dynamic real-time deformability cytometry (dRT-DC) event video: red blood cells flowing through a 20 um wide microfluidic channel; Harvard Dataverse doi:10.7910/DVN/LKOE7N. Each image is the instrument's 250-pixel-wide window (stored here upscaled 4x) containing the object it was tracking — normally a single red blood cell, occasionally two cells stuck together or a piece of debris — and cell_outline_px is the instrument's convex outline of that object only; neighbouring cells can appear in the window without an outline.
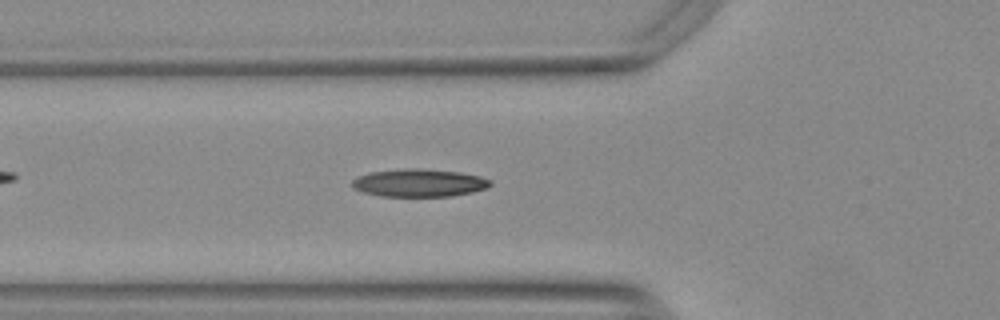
{"species": "Egyptian fruit bat (a non-hibernating species)", "species_latin": "Rousettus aegyptiacus", "temperature_condition": "warm", "stored_images_in_passage": 38, "camera_frame_rate_fps": 3000, "um_per_image_px": 0.085, "animal": {"sex": "female"}, "frame": {"image": 1, "passage_image": 9, "time_ms": 2.667, "image_size_px": [1000, 320], "cell_outline_px": [[492, 184], [488, 188], [472, 192], [452, 196], [380, 196], [364, 192], [352, 188], [352, 180], [368, 172], [404, 168], [420, 168], [460, 172], [480, 176], [492, 180]], "centroid_in_image_um": [35.65, 15.54], "position_along_channel_um": 90.2, "area_um2": 22.54}}
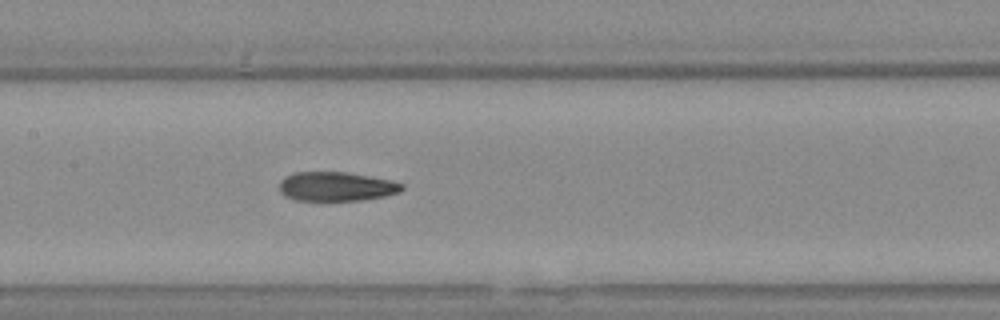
{"frame": {"image": 2, "passage_image": 16, "time_ms": 5.0, "image_size_px": [1000, 320], "cell_outline_px": [[404, 188], [400, 192], [384, 196], [360, 200], [296, 200], [284, 196], [280, 192], [280, 180], [284, 176], [292, 172], [344, 172], [388, 180], [404, 184]], "centroid_in_image_um": [28.53, 15.85], "position_along_channel_um": 178.9, "area_um2": 20.69}}
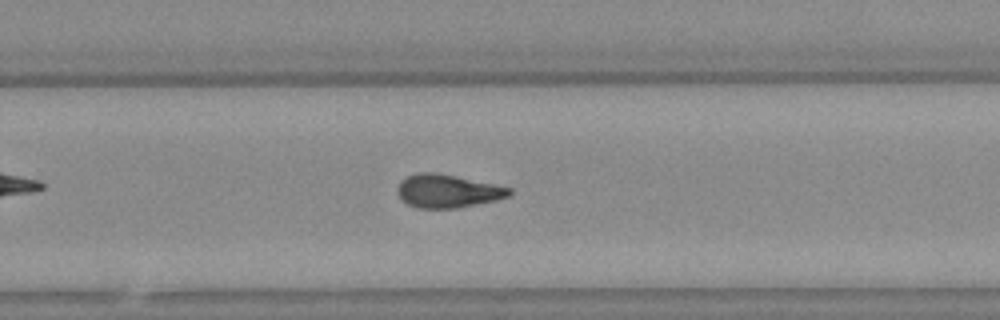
{"frame": {"image": 3, "passage_image": 25, "time_ms": 8.0, "image_size_px": [1000, 320], "cell_outline_px": [[512, 192], [508, 196], [496, 200], [456, 208], [416, 208], [408, 204], [396, 192], [396, 188], [400, 180], [408, 176], [420, 172], [432, 172], [456, 176], [512, 188]], "centroid_in_image_um": [38.02, 16.24], "position_along_channel_um": 291.8, "area_um2": 21.5}, "authors_computed_cell_mechanics": {"area_um2": 21.4727, "velocity_mm_per_s": 3.7776, "shape_relaxation_time_tau1_ms": 10.2451, "shape_relaxation_time_tau2_ms": 2.8511, "deformation_change_tau1": 0.2643, "deformation_change_tau2": 0.1064}}